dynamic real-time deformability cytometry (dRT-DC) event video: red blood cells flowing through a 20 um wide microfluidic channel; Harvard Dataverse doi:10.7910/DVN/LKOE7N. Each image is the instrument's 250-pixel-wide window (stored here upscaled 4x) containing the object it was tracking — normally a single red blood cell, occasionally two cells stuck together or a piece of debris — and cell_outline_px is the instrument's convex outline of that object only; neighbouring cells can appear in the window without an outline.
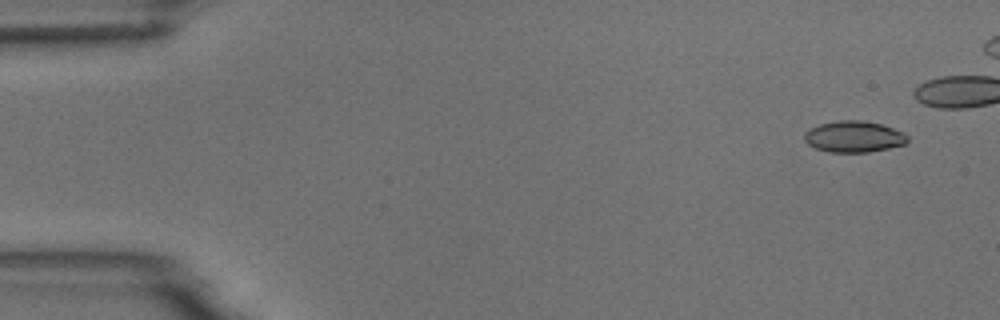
{"species": "common noctule bat (a hibernating species)", "species_latin": "Nyctalus noctula", "temperature_condition": "room temperature", "stored_images_in_passage": 8, "camera_frame_rate_fps": 3000, "um_per_image_px": 0.085, "animal": {"sex": "male", "body_mass_g": 18.8}, "frame": {"image": 1, "passage_image": 2, "time_ms": 1.0, "image_size_px": [1000, 320], "cell_outline_px": [[908, 140], [904, 144], [888, 148], [868, 152], [828, 152], [816, 148], [808, 144], [804, 140], [804, 132], [820, 124], [836, 120], [860, 120], [880, 124], [904, 132], [908, 136]], "centroid_in_image_um": [72.56, 11.61], "position_along_channel_um": 12.4, "area_um2": 18.73}}